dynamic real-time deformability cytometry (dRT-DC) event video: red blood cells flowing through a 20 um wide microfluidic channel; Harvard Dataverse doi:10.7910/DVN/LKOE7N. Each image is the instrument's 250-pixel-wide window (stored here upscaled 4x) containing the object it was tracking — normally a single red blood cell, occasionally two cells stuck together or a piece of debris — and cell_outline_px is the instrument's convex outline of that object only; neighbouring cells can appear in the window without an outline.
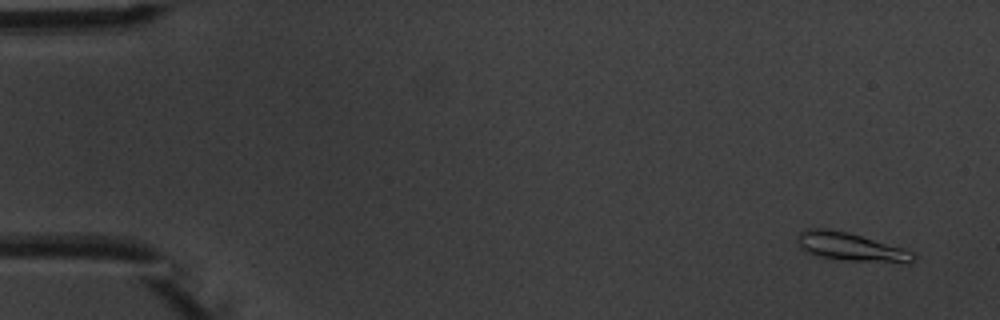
{"species": "common noctule bat (a hibernating species)", "species_latin": "Nyctalus noctula", "temperature_condition": "warm", "stored_images_in_passage": 8, "camera_frame_rate_fps": 3000, "um_per_image_px": 0.085, "animal": {"sex": "male", "body_mass_g": 20.1, "forearm_length_mm": 53.5}, "frame": {"image": 1, "passage_image": 1, "time_ms": 0.0, "image_size_px": [1000, 320], "cell_outline_px": [[916, 260], [912, 264], [908, 264], [844, 260], [820, 256], [808, 252], [800, 248], [796, 240], [796, 236], [800, 232], [808, 228], [824, 228], [848, 232], [916, 252]], "centroid_in_image_um": [72.38, 21.0], "position_along_channel_um": 12.6, "area_um2": 19.42}}
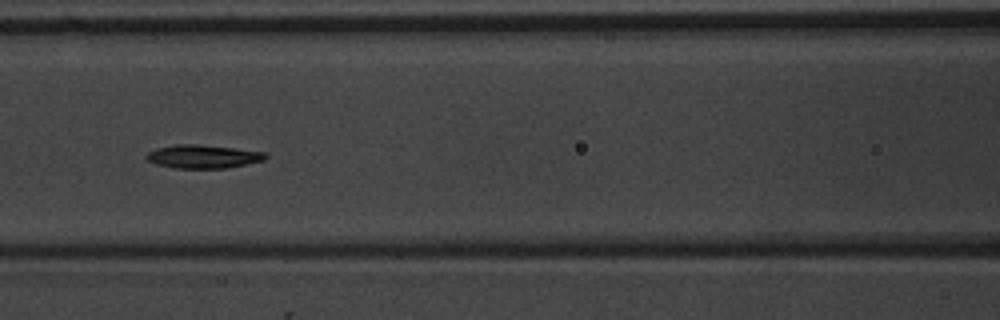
{"frame": {"image": 2, "passage_image": 7, "time_ms": 7.0, "image_size_px": [1000, 320], "cell_outline_px": [[268, 156], [264, 160], [228, 168], [172, 168], [156, 164], [148, 160], [144, 156], [148, 152], [156, 148], [176, 144], [196, 144], [232, 148], [264, 152]], "centroid_in_image_um": [17.22, 13.31], "position_along_channel_um": 149.4, "area_um2": 16.18}}
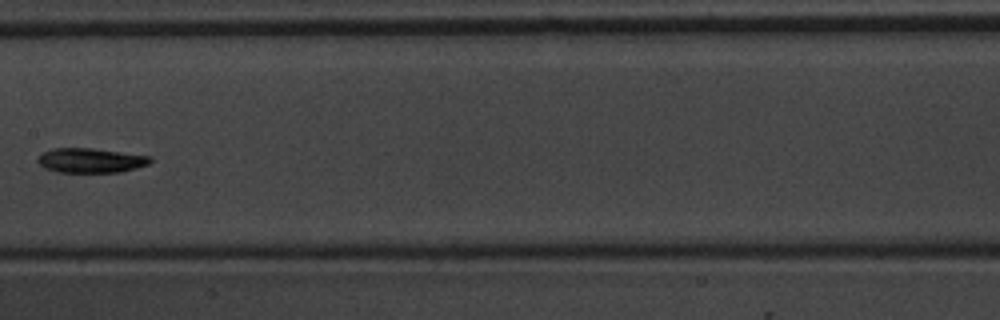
{"frame": {"image": 3, "passage_image": 8, "time_ms": 8.333, "image_size_px": [1000, 320], "cell_outline_px": [[152, 160], [148, 164], [136, 168], [120, 172], [56, 172], [44, 168], [36, 160], [40, 152], [52, 148], [92, 148], [152, 156]], "centroid_in_image_um": [7.67, 13.63], "position_along_channel_um": 199.7, "area_um2": 16.3}}